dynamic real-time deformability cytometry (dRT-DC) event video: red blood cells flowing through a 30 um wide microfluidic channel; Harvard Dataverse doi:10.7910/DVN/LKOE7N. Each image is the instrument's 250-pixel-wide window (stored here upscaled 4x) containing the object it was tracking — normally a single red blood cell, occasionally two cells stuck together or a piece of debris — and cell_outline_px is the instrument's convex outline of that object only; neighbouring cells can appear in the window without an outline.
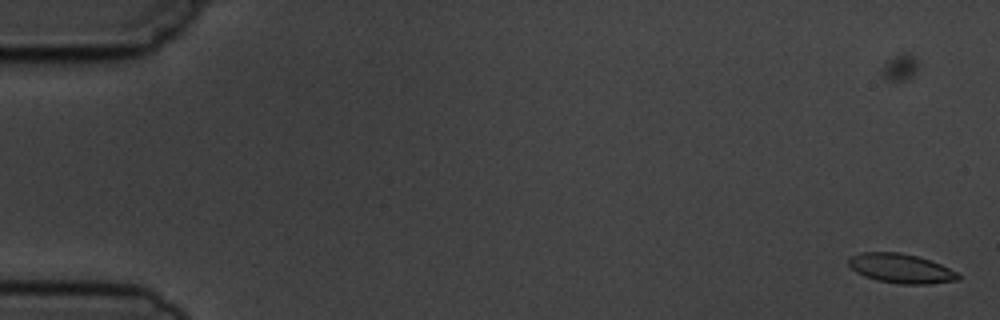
{"species": "common noctule bat (a hibernating species)", "species_latin": "Nyctalus noctula", "temperature_condition": "cold", "stored_images_in_passage": 13, "camera_frame_rate_fps": 3000, "um_per_image_px": 0.085, "animal": {"sex": "male", "body_mass_g": 19.5, "forearm_length_mm": 54.6}, "frame": {"image": 1, "passage_image": 6, "time_ms": 6.0, "image_size_px": [1000, 320], "cell_outline_px": [[960, 280], [928, 284], [900, 284], [876, 280], [864, 276], [856, 272], [848, 264], [848, 256], [860, 252], [900, 252], [916, 256], [940, 264], [956, 272], [960, 276]], "centroid_in_image_um": [76.53, 22.81], "position_along_channel_um": 8.5, "area_um2": 18.79}}
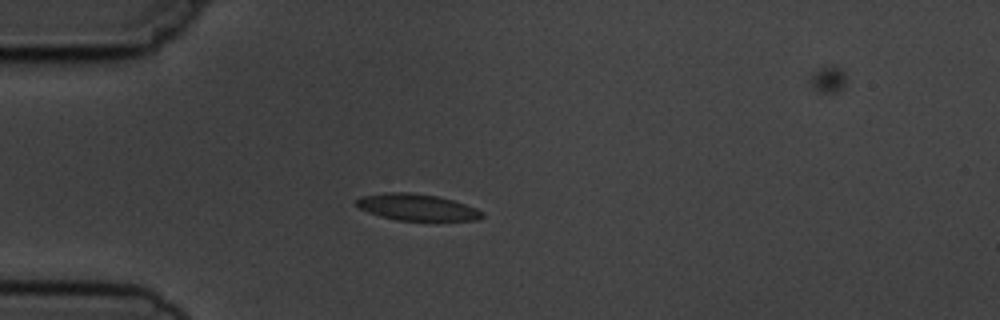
{"frame": {"image": 2, "passage_image": 10, "time_ms": 10.667, "image_size_px": [1000, 320], "cell_outline_px": [[484, 216], [476, 220], [396, 220], [380, 216], [368, 212], [360, 208], [356, 204], [356, 200], [360, 196], [384, 192], [412, 192], [436, 196], [452, 200], [476, 208], [484, 212]], "centroid_in_image_um": [35.41, 17.6], "position_along_channel_um": 49.6, "area_um2": 19.36}}
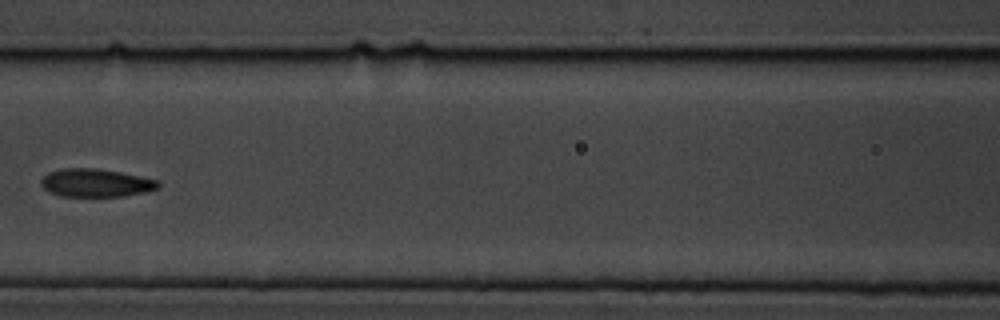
{"frame": {"image": 3, "passage_image": 13, "time_ms": 14.0, "image_size_px": [1000, 320], "cell_outline_px": [[160, 184], [156, 188], [144, 192], [124, 196], [60, 196], [44, 188], [40, 184], [40, 180], [48, 172], [60, 168], [96, 168], [120, 172], [160, 180]], "centroid_in_image_um": [8.13, 15.53], "position_along_channel_um": 158.5, "area_um2": 19.13}}